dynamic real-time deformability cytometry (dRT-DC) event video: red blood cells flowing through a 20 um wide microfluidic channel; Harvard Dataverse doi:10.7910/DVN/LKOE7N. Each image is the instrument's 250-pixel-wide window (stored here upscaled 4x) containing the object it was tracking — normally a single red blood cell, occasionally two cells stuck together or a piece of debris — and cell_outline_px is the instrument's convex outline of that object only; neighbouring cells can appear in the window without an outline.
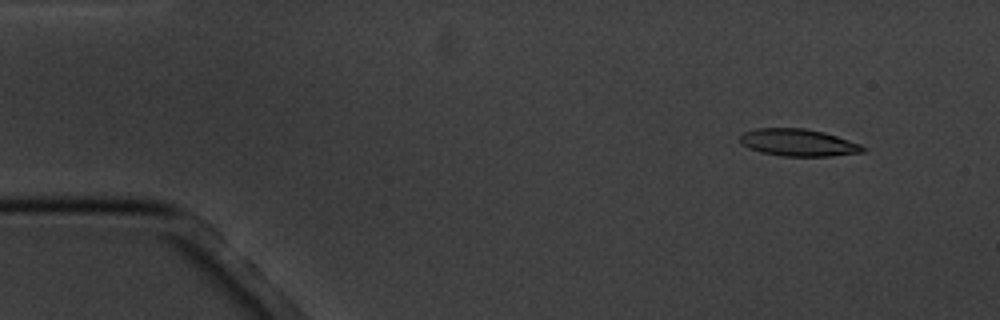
{"species": "common noctule bat (a hibernating species)", "species_latin": "Nyctalus noctula", "temperature_condition": "cold", "stored_images_in_passage": 5, "camera_frame_rate_fps": 3000, "um_per_image_px": 0.085, "animal": {"sex": "male", "body_mass_g": 20.1, "forearm_length_mm": 53.5}, "frame": {"image": 1, "passage_image": 2, "time_ms": 1.0, "image_size_px": [1000, 320], "cell_outline_px": [[868, 148], [864, 152], [832, 156], [780, 156], [760, 152], [748, 148], [740, 140], [740, 136], [744, 132], [756, 128], [804, 128], [824, 132], [860, 144]], "centroid_in_image_um": [67.87, 12.12], "position_along_channel_um": 17.1, "area_um2": 19.48}}
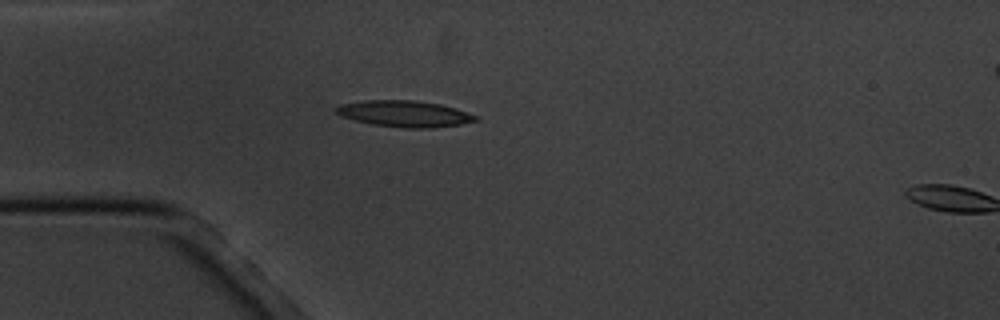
{"frame": {"image": 2, "passage_image": 4, "time_ms": 4.333, "image_size_px": [1000, 320], "cell_outline_px": [[480, 120], [460, 124], [428, 128], [404, 128], [372, 124], [340, 116], [336, 112], [336, 108], [340, 104], [364, 100], [416, 100], [440, 104], [456, 108], [480, 116]], "centroid_in_image_um": [34.43, 9.66], "position_along_channel_um": 50.6, "area_um2": 21.44}}